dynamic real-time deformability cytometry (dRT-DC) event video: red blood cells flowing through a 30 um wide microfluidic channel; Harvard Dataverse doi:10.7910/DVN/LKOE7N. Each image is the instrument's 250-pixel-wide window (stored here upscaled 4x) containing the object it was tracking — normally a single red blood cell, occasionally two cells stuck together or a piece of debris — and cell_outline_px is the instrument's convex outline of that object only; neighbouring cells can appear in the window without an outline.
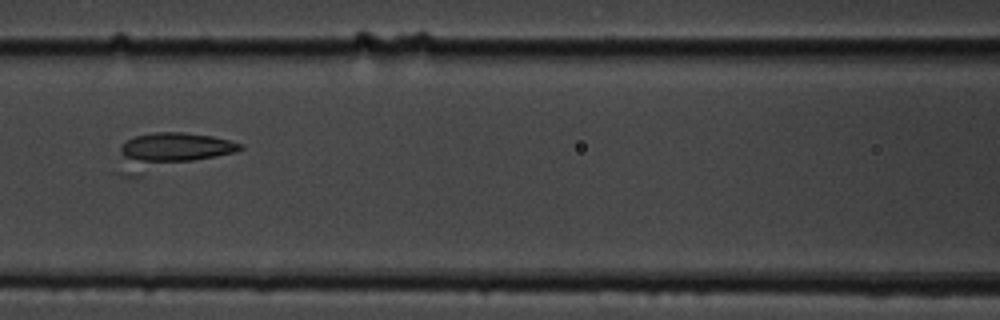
{"species": "common noctule bat (a hibernating species)", "species_latin": "Nyctalus noctula", "temperature_condition": "cold", "stored_images_in_passage": 42, "camera_frame_rate_fps": 3000, "um_per_image_px": 0.085, "animal": {"sex": "male", "body_mass_g": 19.5, "forearm_length_mm": 54.6}, "frame": {"image": 1, "passage_image": 11, "time_ms": 3.333, "image_size_px": [1000, 320], "cell_outline_px": [[244, 148], [236, 152], [140, 176], [120, 176], [112, 172], [120, 144], [136, 136], [156, 132], [184, 132], [212, 136], [244, 144]], "centroid_in_image_um": [14.32, 12.91], "position_along_channel_um": 152.3, "area_um2": 27.05}}
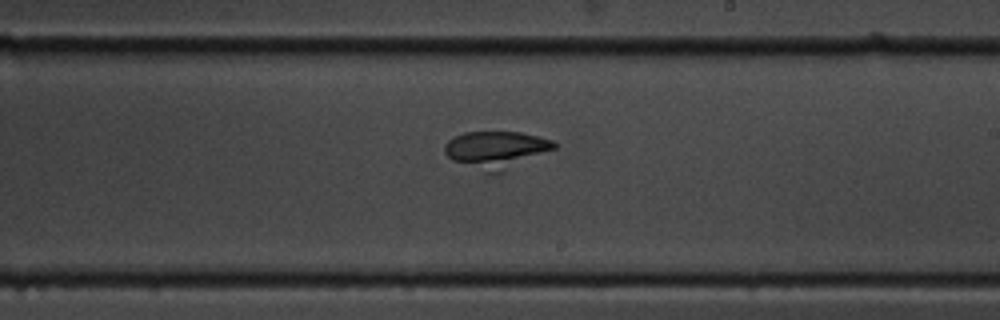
{"frame": {"image": 2, "passage_image": 19, "time_ms": 6.0, "image_size_px": [1000, 320], "cell_outline_px": [[556, 148], [504, 172], [488, 176], [452, 160], [444, 152], [444, 144], [448, 140], [464, 132], [520, 132], [540, 136], [552, 140], [556, 144]], "centroid_in_image_um": [42.16, 12.76], "position_along_channel_um": 246.8, "area_um2": 24.28}}
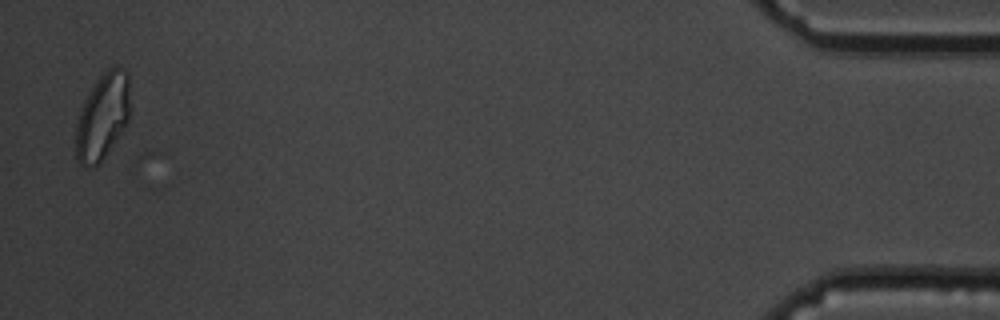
{"frame": {"image": 3, "passage_image": 41, "time_ms": 13.333, "image_size_px": [1000, 320], "cell_outline_px": [[128, 120], [124, 128], [100, 164], [92, 168], [88, 168], [80, 164], [76, 160], [76, 124], [84, 100], [100, 76], [108, 68], [116, 64], [128, 72]], "centroid_in_image_um": [8.7, 9.94], "position_along_channel_um": 426.5, "area_um2": 27.11}}